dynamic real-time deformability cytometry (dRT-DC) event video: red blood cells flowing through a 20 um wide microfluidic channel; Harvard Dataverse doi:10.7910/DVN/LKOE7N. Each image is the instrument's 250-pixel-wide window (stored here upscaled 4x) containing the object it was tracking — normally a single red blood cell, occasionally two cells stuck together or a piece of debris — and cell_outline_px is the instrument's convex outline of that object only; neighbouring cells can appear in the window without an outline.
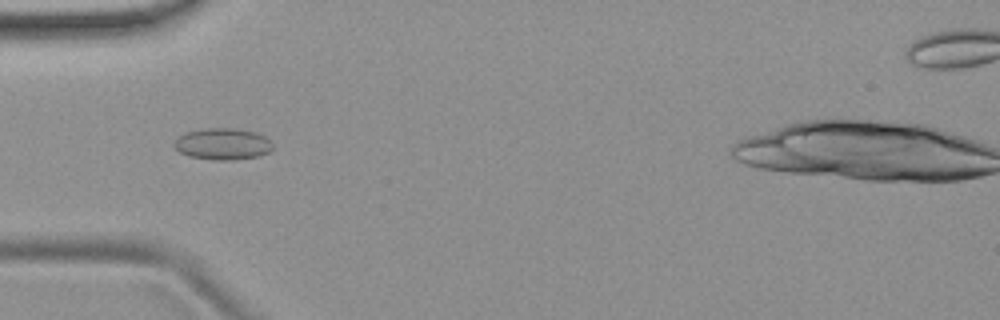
{"species": "common noctule bat (a hibernating species)", "species_latin": "Nyctalus noctula", "temperature_condition": "room temperature", "stored_images_in_passage": 52, "camera_frame_rate_fps": 3000, "um_per_image_px": 0.085, "animal": {"sex": "female", "body_mass_g": 19.9}, "frame": {"image": 1, "passage_image": 17, "time_ms": 5.333, "image_size_px": [1000, 320], "cell_outline_px": [[272, 148], [268, 152], [260, 156], [232, 160], [212, 160], [188, 156], [180, 152], [172, 144], [180, 136], [188, 132], [204, 128], [232, 128], [256, 132], [264, 136], [272, 144]], "centroid_in_image_um": [18.93, 12.25], "position_along_channel_um": 66.1, "area_um2": 18.03}}
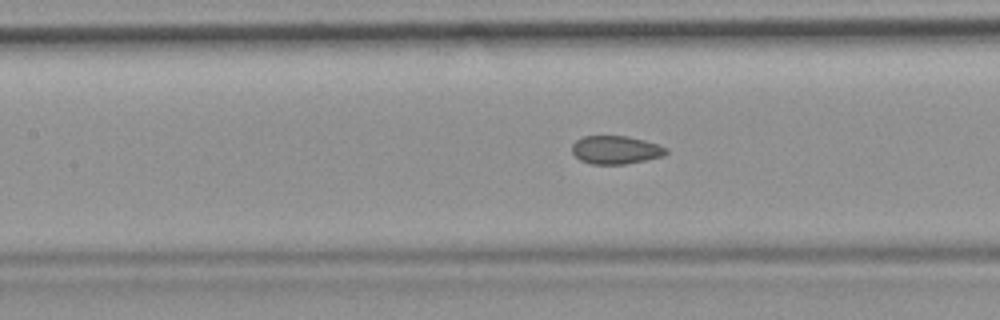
{"frame": {"image": 2, "passage_image": 24, "time_ms": 7.667, "image_size_px": [1000, 320], "cell_outline_px": [[668, 152], [664, 156], [648, 160], [624, 164], [592, 164], [580, 160], [572, 152], [572, 144], [576, 140], [584, 136], [628, 136], [644, 140], [668, 148]], "centroid_in_image_um": [52.35, 12.74], "position_along_channel_um": 155.0, "area_um2": 15.55}}
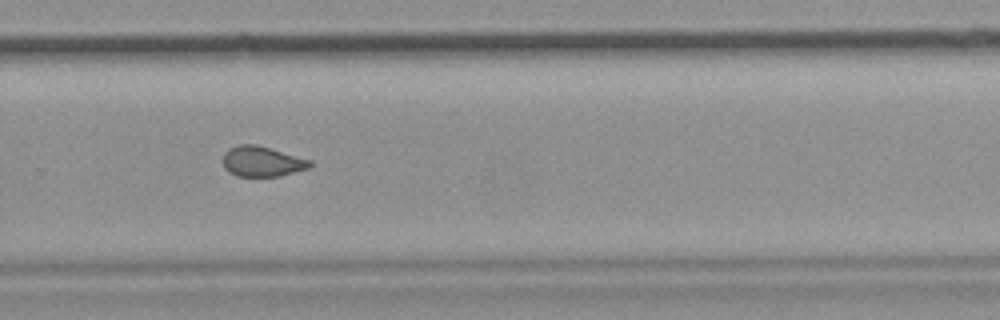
{"frame": {"image": 3, "passage_image": 36, "time_ms": 11.667, "image_size_px": [1000, 320], "cell_outline_px": [[312, 164], [308, 168], [280, 176], [236, 176], [228, 172], [224, 168], [224, 152], [228, 148], [240, 144], [256, 144], [312, 160]], "centroid_in_image_um": [22.26, 13.72], "position_along_channel_um": 307.5, "area_um2": 15.37}}